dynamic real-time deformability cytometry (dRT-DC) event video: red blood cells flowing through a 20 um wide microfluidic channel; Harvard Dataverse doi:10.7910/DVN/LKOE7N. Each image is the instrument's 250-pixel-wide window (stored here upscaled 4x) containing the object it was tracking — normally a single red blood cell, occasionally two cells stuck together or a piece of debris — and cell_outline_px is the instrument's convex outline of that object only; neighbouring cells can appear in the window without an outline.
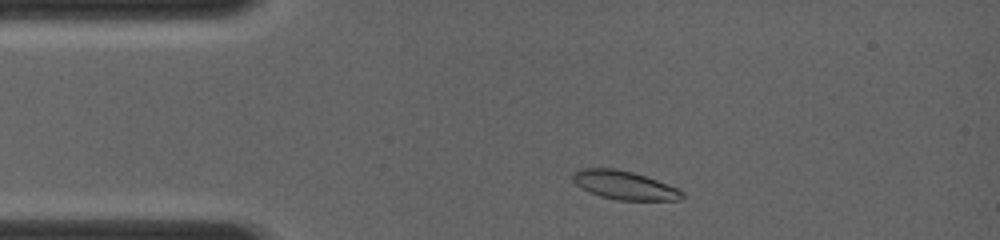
{"species": "common noctule bat (a hibernating species)", "species_latin": "Nyctalus noctula", "temperature_condition": "room temperature", "stored_images_in_passage": 23, "camera_frame_rate_fps": 4000, "um_per_image_px": 0.085, "animal": {"sex": "female", "body_mass_g": 19.0, "forearm_length_mm": 56.7}, "frame": {"image": 1, "passage_image": 4, "time_ms": 0.75, "image_size_px": [1000, 240], "cell_outline_px": [[684, 196], [676, 200], [620, 200], [604, 196], [592, 192], [576, 184], [572, 180], [572, 176], [576, 172], [584, 168], [612, 168], [632, 172], [656, 180], [676, 188], [684, 192]], "centroid_in_image_um": [53.09, 15.74], "position_along_channel_um": 31.9, "area_um2": 17.57}}
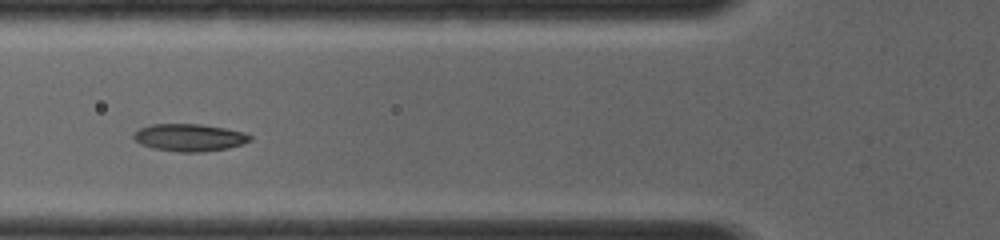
{"frame": {"image": 2, "passage_image": 12, "time_ms": 3.25, "image_size_px": [1000, 240], "cell_outline_px": [[252, 136], [248, 140], [240, 144], [224, 148], [192, 152], [180, 152], [156, 148], [144, 144], [136, 140], [132, 136], [140, 128], [152, 124], [200, 124], [224, 128], [244, 132]], "centroid_in_image_um": [16.08, 11.66], "position_along_channel_um": 109.7, "area_um2": 17.86}}
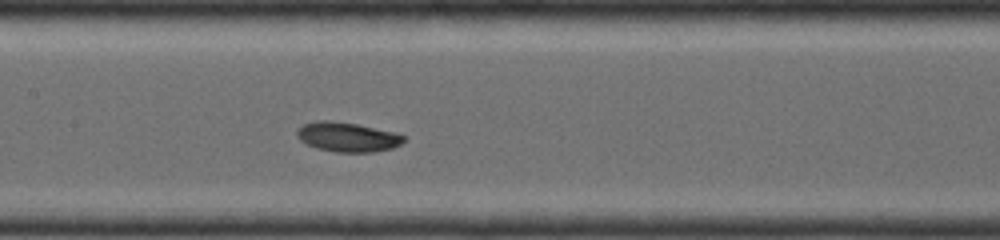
{"frame": {"image": 3, "passage_image": 20, "time_ms": 4.75, "image_size_px": [1000, 240], "cell_outline_px": [[404, 140], [400, 144], [392, 148], [368, 152], [336, 152], [320, 148], [308, 144], [300, 140], [296, 132], [304, 124], [316, 120], [328, 120], [356, 124], [392, 132], [404, 136]], "centroid_in_image_um": [29.51, 11.64], "position_along_channel_um": 177.9, "area_um2": 17.86}}